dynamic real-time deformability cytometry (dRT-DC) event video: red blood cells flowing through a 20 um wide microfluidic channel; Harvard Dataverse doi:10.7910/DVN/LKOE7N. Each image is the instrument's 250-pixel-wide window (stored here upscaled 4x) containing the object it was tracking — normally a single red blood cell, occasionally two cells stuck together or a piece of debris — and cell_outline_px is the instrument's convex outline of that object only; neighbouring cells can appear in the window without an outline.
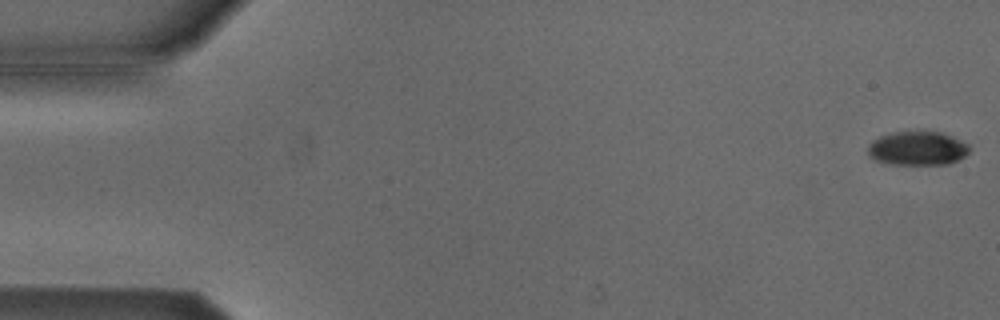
{"species": "Egyptian fruit bat (a non-hibernating species)", "species_latin": "Rousettus aegyptiacus", "temperature_condition": "cold", "stored_images_in_passage": 54, "camera_frame_rate_fps": 3000, "um_per_image_px": 0.085, "animal": {"sex": "male"}, "frame": {"image": 1, "passage_image": 1, "time_ms": 0.0, "image_size_px": [1000, 320], "cell_outline_px": [[968, 152], [964, 156], [948, 164], [892, 164], [876, 160], [868, 156], [868, 144], [872, 140], [880, 136], [892, 132], [920, 128], [940, 132], [952, 136], [968, 144]], "centroid_in_image_um": [77.95, 12.56], "position_along_channel_um": 7.0, "area_um2": 20.58}}
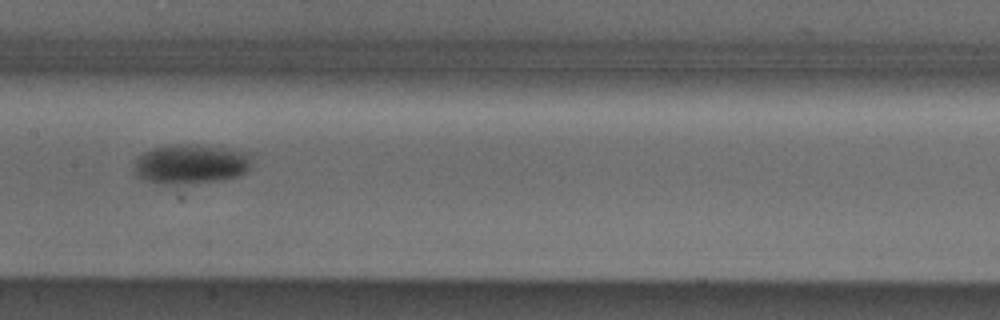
{"frame": {"image": 2, "passage_image": 27, "time_ms": 8.667, "image_size_px": [1000, 320], "cell_outline_px": [[252, 164], [248, 172], [240, 176], [220, 180], [172, 184], [156, 184], [144, 180], [136, 176], [132, 172], [132, 168], [136, 160], [144, 152], [152, 148], [188, 144], [196, 144], [252, 152]], "centroid_in_image_um": [16.25, 13.95], "position_along_channel_um": 191.2, "area_um2": 27.51}}
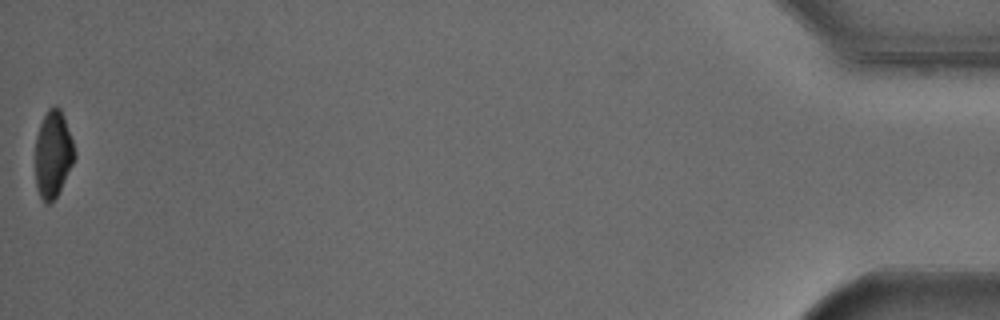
{"frame": {"image": 3, "passage_image": 54, "time_ms": 17.667, "image_size_px": [1000, 320], "cell_outline_px": [[76, 156], [56, 196], [48, 204], [44, 204], [36, 188], [36, 136], [40, 124], [48, 108], [52, 104], [56, 104], [60, 108], [64, 116], [76, 152]], "centroid_in_image_um": [4.5, 13.06], "position_along_channel_um": 430.7, "area_um2": 19.77}, "authors_computed_cell_mechanics": {"area_um2": 23.8425, "velocity_mm_per_s": 3.8119, "shape_relaxation_time_tau1_ms": 3.1174, "shape_relaxation_time_tau2_ms": null, "deformation_change_tau1": 0.1066, "deformation_change_tau2": null}}